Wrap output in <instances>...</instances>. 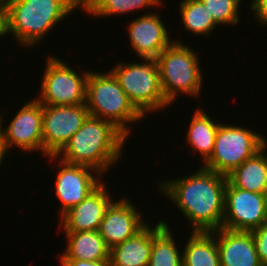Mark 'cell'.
Listing matches in <instances>:
<instances>
[{
	"label": "cell",
	"instance_id": "6da1fadb",
	"mask_svg": "<svg viewBox=\"0 0 267 266\" xmlns=\"http://www.w3.org/2000/svg\"><path fill=\"white\" fill-rule=\"evenodd\" d=\"M227 181V176L199 166L189 176L159 181L158 190L184 214L192 231L211 232L222 226Z\"/></svg>",
	"mask_w": 267,
	"mask_h": 266
},
{
	"label": "cell",
	"instance_id": "7a4b0ae2",
	"mask_svg": "<svg viewBox=\"0 0 267 266\" xmlns=\"http://www.w3.org/2000/svg\"><path fill=\"white\" fill-rule=\"evenodd\" d=\"M127 138L112 122L89 115L63 149L56 156H47V160L60 158L66 163L94 168L104 176L120 161Z\"/></svg>",
	"mask_w": 267,
	"mask_h": 266
},
{
	"label": "cell",
	"instance_id": "3957f363",
	"mask_svg": "<svg viewBox=\"0 0 267 266\" xmlns=\"http://www.w3.org/2000/svg\"><path fill=\"white\" fill-rule=\"evenodd\" d=\"M4 3L8 36L12 34L19 46L28 49L41 43L53 27L77 11L71 0H5Z\"/></svg>",
	"mask_w": 267,
	"mask_h": 266
},
{
	"label": "cell",
	"instance_id": "277c9868",
	"mask_svg": "<svg viewBox=\"0 0 267 266\" xmlns=\"http://www.w3.org/2000/svg\"><path fill=\"white\" fill-rule=\"evenodd\" d=\"M94 71L90 70L87 81L86 106L89 114L112 122L129 138L130 125L145 116L130 101L110 70L105 73Z\"/></svg>",
	"mask_w": 267,
	"mask_h": 266
},
{
	"label": "cell",
	"instance_id": "5b68a950",
	"mask_svg": "<svg viewBox=\"0 0 267 266\" xmlns=\"http://www.w3.org/2000/svg\"><path fill=\"white\" fill-rule=\"evenodd\" d=\"M179 40H174L156 57L162 91L171 105L178 94L198 98L204 81L199 55Z\"/></svg>",
	"mask_w": 267,
	"mask_h": 266
},
{
	"label": "cell",
	"instance_id": "8992f818",
	"mask_svg": "<svg viewBox=\"0 0 267 266\" xmlns=\"http://www.w3.org/2000/svg\"><path fill=\"white\" fill-rule=\"evenodd\" d=\"M116 63L111 72L134 106L145 116L170 107L162 91L156 58Z\"/></svg>",
	"mask_w": 267,
	"mask_h": 266
},
{
	"label": "cell",
	"instance_id": "52a82bcc",
	"mask_svg": "<svg viewBox=\"0 0 267 266\" xmlns=\"http://www.w3.org/2000/svg\"><path fill=\"white\" fill-rule=\"evenodd\" d=\"M267 144L265 136L237 125L219 124L214 150L201 166L220 175L228 176L245 160Z\"/></svg>",
	"mask_w": 267,
	"mask_h": 266
},
{
	"label": "cell",
	"instance_id": "ba28073f",
	"mask_svg": "<svg viewBox=\"0 0 267 266\" xmlns=\"http://www.w3.org/2000/svg\"><path fill=\"white\" fill-rule=\"evenodd\" d=\"M40 95L35 99L42 105L73 106L86 104L89 70L75 71L55 56L47 57ZM83 71V73H82Z\"/></svg>",
	"mask_w": 267,
	"mask_h": 266
},
{
	"label": "cell",
	"instance_id": "9c48e42d",
	"mask_svg": "<svg viewBox=\"0 0 267 266\" xmlns=\"http://www.w3.org/2000/svg\"><path fill=\"white\" fill-rule=\"evenodd\" d=\"M266 223L267 193L246 191L227 181L221 228L251 232Z\"/></svg>",
	"mask_w": 267,
	"mask_h": 266
},
{
	"label": "cell",
	"instance_id": "30bf717a",
	"mask_svg": "<svg viewBox=\"0 0 267 266\" xmlns=\"http://www.w3.org/2000/svg\"><path fill=\"white\" fill-rule=\"evenodd\" d=\"M17 112L11 118L8 127L4 125V128V114H0V131L7 152L9 153L10 149L16 147L25 153L40 151L43 154V105L33 98L21 106Z\"/></svg>",
	"mask_w": 267,
	"mask_h": 266
},
{
	"label": "cell",
	"instance_id": "8fae6325",
	"mask_svg": "<svg viewBox=\"0 0 267 266\" xmlns=\"http://www.w3.org/2000/svg\"><path fill=\"white\" fill-rule=\"evenodd\" d=\"M89 115L86 104L43 105V155L56 156L81 128Z\"/></svg>",
	"mask_w": 267,
	"mask_h": 266
},
{
	"label": "cell",
	"instance_id": "7c38bea8",
	"mask_svg": "<svg viewBox=\"0 0 267 266\" xmlns=\"http://www.w3.org/2000/svg\"><path fill=\"white\" fill-rule=\"evenodd\" d=\"M58 170L55 177V194L60 200V218L72 207L83 201L102 182L104 176L94 168L66 163L58 160ZM95 175V176H94Z\"/></svg>",
	"mask_w": 267,
	"mask_h": 266
},
{
	"label": "cell",
	"instance_id": "4fadbf2b",
	"mask_svg": "<svg viewBox=\"0 0 267 266\" xmlns=\"http://www.w3.org/2000/svg\"><path fill=\"white\" fill-rule=\"evenodd\" d=\"M133 204L128 197L122 196L105 211L98 231L109 249L135 236L148 224Z\"/></svg>",
	"mask_w": 267,
	"mask_h": 266
},
{
	"label": "cell",
	"instance_id": "5bb4252c",
	"mask_svg": "<svg viewBox=\"0 0 267 266\" xmlns=\"http://www.w3.org/2000/svg\"><path fill=\"white\" fill-rule=\"evenodd\" d=\"M146 13V14H145ZM133 19L127 27L128 39L131 50L140 58H156L172 40L167 26L156 12H145Z\"/></svg>",
	"mask_w": 267,
	"mask_h": 266
},
{
	"label": "cell",
	"instance_id": "9a60e30c",
	"mask_svg": "<svg viewBox=\"0 0 267 266\" xmlns=\"http://www.w3.org/2000/svg\"><path fill=\"white\" fill-rule=\"evenodd\" d=\"M104 181L83 201L67 211L61 218L59 228L64 232L99 230L105 211L114 201Z\"/></svg>",
	"mask_w": 267,
	"mask_h": 266
},
{
	"label": "cell",
	"instance_id": "2e32d148",
	"mask_svg": "<svg viewBox=\"0 0 267 266\" xmlns=\"http://www.w3.org/2000/svg\"><path fill=\"white\" fill-rule=\"evenodd\" d=\"M221 266H262L251 232L215 230Z\"/></svg>",
	"mask_w": 267,
	"mask_h": 266
},
{
	"label": "cell",
	"instance_id": "e0dca14e",
	"mask_svg": "<svg viewBox=\"0 0 267 266\" xmlns=\"http://www.w3.org/2000/svg\"><path fill=\"white\" fill-rule=\"evenodd\" d=\"M152 226L149 223L135 236L110 249V266H148L152 248Z\"/></svg>",
	"mask_w": 267,
	"mask_h": 266
},
{
	"label": "cell",
	"instance_id": "ac0fdd59",
	"mask_svg": "<svg viewBox=\"0 0 267 266\" xmlns=\"http://www.w3.org/2000/svg\"><path fill=\"white\" fill-rule=\"evenodd\" d=\"M64 234L68 243L59 259L109 261L110 249L98 230Z\"/></svg>",
	"mask_w": 267,
	"mask_h": 266
},
{
	"label": "cell",
	"instance_id": "d6986e66",
	"mask_svg": "<svg viewBox=\"0 0 267 266\" xmlns=\"http://www.w3.org/2000/svg\"><path fill=\"white\" fill-rule=\"evenodd\" d=\"M266 148L267 144L227 176L234 187L256 193H267Z\"/></svg>",
	"mask_w": 267,
	"mask_h": 266
},
{
	"label": "cell",
	"instance_id": "ffe728a7",
	"mask_svg": "<svg viewBox=\"0 0 267 266\" xmlns=\"http://www.w3.org/2000/svg\"><path fill=\"white\" fill-rule=\"evenodd\" d=\"M182 251L183 266H221L215 230L192 231Z\"/></svg>",
	"mask_w": 267,
	"mask_h": 266
},
{
	"label": "cell",
	"instance_id": "44dd1931",
	"mask_svg": "<svg viewBox=\"0 0 267 266\" xmlns=\"http://www.w3.org/2000/svg\"><path fill=\"white\" fill-rule=\"evenodd\" d=\"M195 111L185 138L192 151L201 155L203 158L201 161L204 164L213 153L215 136L220 123L212 120L202 108H197Z\"/></svg>",
	"mask_w": 267,
	"mask_h": 266
},
{
	"label": "cell",
	"instance_id": "7402d4cb",
	"mask_svg": "<svg viewBox=\"0 0 267 266\" xmlns=\"http://www.w3.org/2000/svg\"><path fill=\"white\" fill-rule=\"evenodd\" d=\"M167 223L163 219L152 227V248L148 266H183L182 249L178 248L172 229Z\"/></svg>",
	"mask_w": 267,
	"mask_h": 266
},
{
	"label": "cell",
	"instance_id": "603a6c76",
	"mask_svg": "<svg viewBox=\"0 0 267 266\" xmlns=\"http://www.w3.org/2000/svg\"><path fill=\"white\" fill-rule=\"evenodd\" d=\"M179 13L185 31L193 36H206L218 26L201 0H182L178 4Z\"/></svg>",
	"mask_w": 267,
	"mask_h": 266
},
{
	"label": "cell",
	"instance_id": "cb8c5ba5",
	"mask_svg": "<svg viewBox=\"0 0 267 266\" xmlns=\"http://www.w3.org/2000/svg\"><path fill=\"white\" fill-rule=\"evenodd\" d=\"M164 0H99L98 3L87 13L95 18L110 17L133 13L142 8L162 6ZM137 9V10H136ZM99 16V17H98Z\"/></svg>",
	"mask_w": 267,
	"mask_h": 266
},
{
	"label": "cell",
	"instance_id": "d4e9b609",
	"mask_svg": "<svg viewBox=\"0 0 267 266\" xmlns=\"http://www.w3.org/2000/svg\"><path fill=\"white\" fill-rule=\"evenodd\" d=\"M214 22L220 26H236L239 21L242 0H201Z\"/></svg>",
	"mask_w": 267,
	"mask_h": 266
},
{
	"label": "cell",
	"instance_id": "484cf974",
	"mask_svg": "<svg viewBox=\"0 0 267 266\" xmlns=\"http://www.w3.org/2000/svg\"><path fill=\"white\" fill-rule=\"evenodd\" d=\"M262 265H267V223L251 231Z\"/></svg>",
	"mask_w": 267,
	"mask_h": 266
},
{
	"label": "cell",
	"instance_id": "4316f807",
	"mask_svg": "<svg viewBox=\"0 0 267 266\" xmlns=\"http://www.w3.org/2000/svg\"><path fill=\"white\" fill-rule=\"evenodd\" d=\"M250 10L253 11L258 23L267 26V0H252Z\"/></svg>",
	"mask_w": 267,
	"mask_h": 266
},
{
	"label": "cell",
	"instance_id": "83f0119b",
	"mask_svg": "<svg viewBox=\"0 0 267 266\" xmlns=\"http://www.w3.org/2000/svg\"><path fill=\"white\" fill-rule=\"evenodd\" d=\"M61 266H110L109 261H85L78 259H59Z\"/></svg>",
	"mask_w": 267,
	"mask_h": 266
},
{
	"label": "cell",
	"instance_id": "f1b7e54d",
	"mask_svg": "<svg viewBox=\"0 0 267 266\" xmlns=\"http://www.w3.org/2000/svg\"><path fill=\"white\" fill-rule=\"evenodd\" d=\"M8 36L7 33V10L4 0H0V38Z\"/></svg>",
	"mask_w": 267,
	"mask_h": 266
},
{
	"label": "cell",
	"instance_id": "f546056e",
	"mask_svg": "<svg viewBox=\"0 0 267 266\" xmlns=\"http://www.w3.org/2000/svg\"><path fill=\"white\" fill-rule=\"evenodd\" d=\"M99 0H71L73 9H81L88 13Z\"/></svg>",
	"mask_w": 267,
	"mask_h": 266
},
{
	"label": "cell",
	"instance_id": "4dcf8cb0",
	"mask_svg": "<svg viewBox=\"0 0 267 266\" xmlns=\"http://www.w3.org/2000/svg\"><path fill=\"white\" fill-rule=\"evenodd\" d=\"M5 156H7V150L5 148V144H4V141H3V138H2V135H1V131H0V167L3 164Z\"/></svg>",
	"mask_w": 267,
	"mask_h": 266
}]
</instances>
